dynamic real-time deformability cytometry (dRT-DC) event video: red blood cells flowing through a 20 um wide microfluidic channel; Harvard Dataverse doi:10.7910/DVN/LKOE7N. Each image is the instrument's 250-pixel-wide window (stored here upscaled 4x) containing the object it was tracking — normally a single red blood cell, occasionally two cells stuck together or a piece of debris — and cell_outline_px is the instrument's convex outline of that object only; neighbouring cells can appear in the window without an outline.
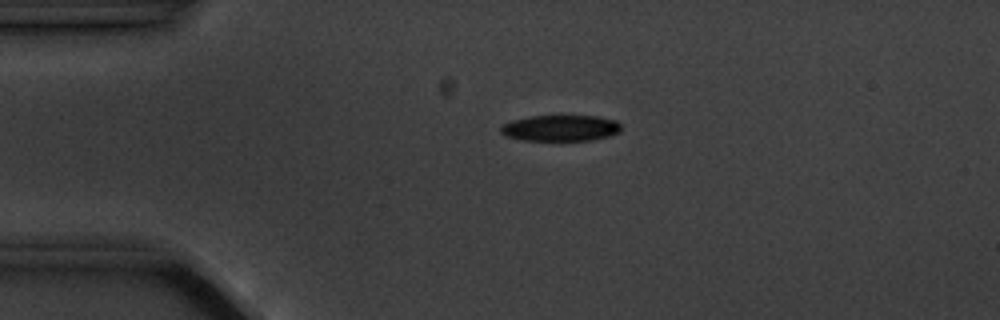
{"species": "common noctule bat (a hibernating species)", "species_latin": "Nyctalus noctula", "temperature_condition": "cold", "stored_images_in_passage": 2, "camera_frame_rate_fps": 3000, "um_per_image_px": 0.085, "animal": {"sex": "male", "body_mass_g": 20.1, "forearm_length_mm": 53.5}, "frame": {"image": 1, "passage_image": 1, "time_ms": 0.0, "image_size_px": [1000, 320], "cell_outline_px": [[620, 132], [608, 136], [592, 140], [524, 140], [504, 136], [500, 132], [500, 124], [512, 120], [528, 116], [596, 116], [616, 120], [620, 124]], "centroid_in_image_um": [47.6, 10.88], "position_along_channel_um": 37.4, "area_um2": 18.38}}